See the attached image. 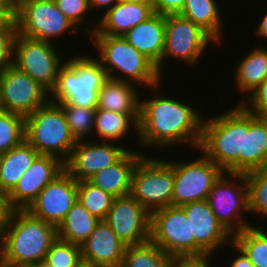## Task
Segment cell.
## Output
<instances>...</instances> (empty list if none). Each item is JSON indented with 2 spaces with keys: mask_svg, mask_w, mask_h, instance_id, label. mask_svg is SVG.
<instances>
[{
  "mask_svg": "<svg viewBox=\"0 0 267 267\" xmlns=\"http://www.w3.org/2000/svg\"><path fill=\"white\" fill-rule=\"evenodd\" d=\"M62 109L71 135L76 141L87 140L93 133L96 108H85L67 102H56Z\"/></svg>",
  "mask_w": 267,
  "mask_h": 267,
  "instance_id": "836d02e7",
  "label": "cell"
},
{
  "mask_svg": "<svg viewBox=\"0 0 267 267\" xmlns=\"http://www.w3.org/2000/svg\"><path fill=\"white\" fill-rule=\"evenodd\" d=\"M249 212L267 217V176L261 170L245 173Z\"/></svg>",
  "mask_w": 267,
  "mask_h": 267,
  "instance_id": "8d00e7d4",
  "label": "cell"
},
{
  "mask_svg": "<svg viewBox=\"0 0 267 267\" xmlns=\"http://www.w3.org/2000/svg\"><path fill=\"white\" fill-rule=\"evenodd\" d=\"M173 161L144 155L134 168L129 195L150 214L172 206Z\"/></svg>",
  "mask_w": 267,
  "mask_h": 267,
  "instance_id": "52a82bcc",
  "label": "cell"
},
{
  "mask_svg": "<svg viewBox=\"0 0 267 267\" xmlns=\"http://www.w3.org/2000/svg\"><path fill=\"white\" fill-rule=\"evenodd\" d=\"M152 4L118 2L106 10L93 31L84 28L88 35L123 36L137 24L154 14Z\"/></svg>",
  "mask_w": 267,
  "mask_h": 267,
  "instance_id": "44dd1931",
  "label": "cell"
},
{
  "mask_svg": "<svg viewBox=\"0 0 267 267\" xmlns=\"http://www.w3.org/2000/svg\"><path fill=\"white\" fill-rule=\"evenodd\" d=\"M245 100L239 101L247 111L258 117H267V78Z\"/></svg>",
  "mask_w": 267,
  "mask_h": 267,
  "instance_id": "f35d334b",
  "label": "cell"
},
{
  "mask_svg": "<svg viewBox=\"0 0 267 267\" xmlns=\"http://www.w3.org/2000/svg\"><path fill=\"white\" fill-rule=\"evenodd\" d=\"M89 36L93 39L92 42L100 56L96 59L101 63L109 78L122 80L132 85L138 83L137 85L140 86L147 85L151 89H159L158 86L162 84L163 76L159 74L156 65L130 45L123 36ZM113 71L124 74V77L118 74L116 76Z\"/></svg>",
  "mask_w": 267,
  "mask_h": 267,
  "instance_id": "277c9868",
  "label": "cell"
},
{
  "mask_svg": "<svg viewBox=\"0 0 267 267\" xmlns=\"http://www.w3.org/2000/svg\"><path fill=\"white\" fill-rule=\"evenodd\" d=\"M15 23L17 33L20 35L49 42L56 41V38L65 32H79L78 28L57 8L53 0L26 3L15 13Z\"/></svg>",
  "mask_w": 267,
  "mask_h": 267,
  "instance_id": "4fadbf2b",
  "label": "cell"
},
{
  "mask_svg": "<svg viewBox=\"0 0 267 267\" xmlns=\"http://www.w3.org/2000/svg\"><path fill=\"white\" fill-rule=\"evenodd\" d=\"M140 114H125L96 109L93 131L105 142L117 141L128 136L130 127L138 134ZM134 126V127H133Z\"/></svg>",
  "mask_w": 267,
  "mask_h": 267,
  "instance_id": "f546056e",
  "label": "cell"
},
{
  "mask_svg": "<svg viewBox=\"0 0 267 267\" xmlns=\"http://www.w3.org/2000/svg\"><path fill=\"white\" fill-rule=\"evenodd\" d=\"M185 0H152L154 12L169 15L179 14L184 7Z\"/></svg>",
  "mask_w": 267,
  "mask_h": 267,
  "instance_id": "60d3db41",
  "label": "cell"
},
{
  "mask_svg": "<svg viewBox=\"0 0 267 267\" xmlns=\"http://www.w3.org/2000/svg\"><path fill=\"white\" fill-rule=\"evenodd\" d=\"M40 154L26 141L0 158V189L9 193Z\"/></svg>",
  "mask_w": 267,
  "mask_h": 267,
  "instance_id": "d4e9b609",
  "label": "cell"
},
{
  "mask_svg": "<svg viewBox=\"0 0 267 267\" xmlns=\"http://www.w3.org/2000/svg\"><path fill=\"white\" fill-rule=\"evenodd\" d=\"M194 160L173 161L172 206L207 200L213 184L224 171L203 153Z\"/></svg>",
  "mask_w": 267,
  "mask_h": 267,
  "instance_id": "7c38bea8",
  "label": "cell"
},
{
  "mask_svg": "<svg viewBox=\"0 0 267 267\" xmlns=\"http://www.w3.org/2000/svg\"><path fill=\"white\" fill-rule=\"evenodd\" d=\"M17 26L0 30V71L13 64V43Z\"/></svg>",
  "mask_w": 267,
  "mask_h": 267,
  "instance_id": "ab89813d",
  "label": "cell"
},
{
  "mask_svg": "<svg viewBox=\"0 0 267 267\" xmlns=\"http://www.w3.org/2000/svg\"><path fill=\"white\" fill-rule=\"evenodd\" d=\"M15 25V13L0 0V30L7 27H14Z\"/></svg>",
  "mask_w": 267,
  "mask_h": 267,
  "instance_id": "ee69618b",
  "label": "cell"
},
{
  "mask_svg": "<svg viewBox=\"0 0 267 267\" xmlns=\"http://www.w3.org/2000/svg\"><path fill=\"white\" fill-rule=\"evenodd\" d=\"M13 210L9 203L8 193L0 189V233L9 221Z\"/></svg>",
  "mask_w": 267,
  "mask_h": 267,
  "instance_id": "b9f144b4",
  "label": "cell"
},
{
  "mask_svg": "<svg viewBox=\"0 0 267 267\" xmlns=\"http://www.w3.org/2000/svg\"><path fill=\"white\" fill-rule=\"evenodd\" d=\"M0 110H2V105H1V94H0Z\"/></svg>",
  "mask_w": 267,
  "mask_h": 267,
  "instance_id": "11a10c76",
  "label": "cell"
},
{
  "mask_svg": "<svg viewBox=\"0 0 267 267\" xmlns=\"http://www.w3.org/2000/svg\"><path fill=\"white\" fill-rule=\"evenodd\" d=\"M232 242L245 253L254 267H267V231L261 225L236 233Z\"/></svg>",
  "mask_w": 267,
  "mask_h": 267,
  "instance_id": "1f68e13d",
  "label": "cell"
},
{
  "mask_svg": "<svg viewBox=\"0 0 267 267\" xmlns=\"http://www.w3.org/2000/svg\"><path fill=\"white\" fill-rule=\"evenodd\" d=\"M28 267H50V266L47 263H45L44 261H42V262H39L36 265L28 266Z\"/></svg>",
  "mask_w": 267,
  "mask_h": 267,
  "instance_id": "816d5d0a",
  "label": "cell"
},
{
  "mask_svg": "<svg viewBox=\"0 0 267 267\" xmlns=\"http://www.w3.org/2000/svg\"><path fill=\"white\" fill-rule=\"evenodd\" d=\"M116 197L91 184L77 182V200L99 220H105Z\"/></svg>",
  "mask_w": 267,
  "mask_h": 267,
  "instance_id": "d6a6232c",
  "label": "cell"
},
{
  "mask_svg": "<svg viewBox=\"0 0 267 267\" xmlns=\"http://www.w3.org/2000/svg\"><path fill=\"white\" fill-rule=\"evenodd\" d=\"M231 247L236 249V252H239L236 256V258L232 259L233 261L230 262V267H254L253 264L250 262L248 257L245 255V253L239 249L233 242L231 243ZM240 254V255H239Z\"/></svg>",
  "mask_w": 267,
  "mask_h": 267,
  "instance_id": "f6af8a7d",
  "label": "cell"
},
{
  "mask_svg": "<svg viewBox=\"0 0 267 267\" xmlns=\"http://www.w3.org/2000/svg\"><path fill=\"white\" fill-rule=\"evenodd\" d=\"M238 90L247 96L267 78V47H256L239 61L235 69Z\"/></svg>",
  "mask_w": 267,
  "mask_h": 267,
  "instance_id": "f1b7e54d",
  "label": "cell"
},
{
  "mask_svg": "<svg viewBox=\"0 0 267 267\" xmlns=\"http://www.w3.org/2000/svg\"><path fill=\"white\" fill-rule=\"evenodd\" d=\"M77 200V181L64 170L26 209L32 216L58 227Z\"/></svg>",
  "mask_w": 267,
  "mask_h": 267,
  "instance_id": "e0dca14e",
  "label": "cell"
},
{
  "mask_svg": "<svg viewBox=\"0 0 267 267\" xmlns=\"http://www.w3.org/2000/svg\"><path fill=\"white\" fill-rule=\"evenodd\" d=\"M25 140L40 154L65 163L76 144L61 107L50 100L25 117Z\"/></svg>",
  "mask_w": 267,
  "mask_h": 267,
  "instance_id": "8992f818",
  "label": "cell"
},
{
  "mask_svg": "<svg viewBox=\"0 0 267 267\" xmlns=\"http://www.w3.org/2000/svg\"><path fill=\"white\" fill-rule=\"evenodd\" d=\"M267 161V117L249 112V132H245L244 174L261 170Z\"/></svg>",
  "mask_w": 267,
  "mask_h": 267,
  "instance_id": "484cf974",
  "label": "cell"
},
{
  "mask_svg": "<svg viewBox=\"0 0 267 267\" xmlns=\"http://www.w3.org/2000/svg\"><path fill=\"white\" fill-rule=\"evenodd\" d=\"M64 170V163L59 158L39 155L8 193L11 207L14 210H26L46 185Z\"/></svg>",
  "mask_w": 267,
  "mask_h": 267,
  "instance_id": "d6986e66",
  "label": "cell"
},
{
  "mask_svg": "<svg viewBox=\"0 0 267 267\" xmlns=\"http://www.w3.org/2000/svg\"><path fill=\"white\" fill-rule=\"evenodd\" d=\"M207 201L217 220L232 236L253 226L242 216L244 212L249 213L245 174L224 172L213 184Z\"/></svg>",
  "mask_w": 267,
  "mask_h": 267,
  "instance_id": "ba28073f",
  "label": "cell"
},
{
  "mask_svg": "<svg viewBox=\"0 0 267 267\" xmlns=\"http://www.w3.org/2000/svg\"><path fill=\"white\" fill-rule=\"evenodd\" d=\"M261 171L267 176V161L264 164L263 168L261 169Z\"/></svg>",
  "mask_w": 267,
  "mask_h": 267,
  "instance_id": "f5cc1de1",
  "label": "cell"
},
{
  "mask_svg": "<svg viewBox=\"0 0 267 267\" xmlns=\"http://www.w3.org/2000/svg\"><path fill=\"white\" fill-rule=\"evenodd\" d=\"M123 38L157 66L162 60L165 45V15L155 12L127 31Z\"/></svg>",
  "mask_w": 267,
  "mask_h": 267,
  "instance_id": "7402d4cb",
  "label": "cell"
},
{
  "mask_svg": "<svg viewBox=\"0 0 267 267\" xmlns=\"http://www.w3.org/2000/svg\"><path fill=\"white\" fill-rule=\"evenodd\" d=\"M255 32L256 36L265 39L267 38V13H265L264 17H262V21L260 22Z\"/></svg>",
  "mask_w": 267,
  "mask_h": 267,
  "instance_id": "7dc6e473",
  "label": "cell"
},
{
  "mask_svg": "<svg viewBox=\"0 0 267 267\" xmlns=\"http://www.w3.org/2000/svg\"><path fill=\"white\" fill-rule=\"evenodd\" d=\"M120 2H125V3H146V4H151L152 0H120Z\"/></svg>",
  "mask_w": 267,
  "mask_h": 267,
  "instance_id": "f907efd6",
  "label": "cell"
},
{
  "mask_svg": "<svg viewBox=\"0 0 267 267\" xmlns=\"http://www.w3.org/2000/svg\"><path fill=\"white\" fill-rule=\"evenodd\" d=\"M57 8L78 28L83 17L87 16V12L91 11L88 0H53Z\"/></svg>",
  "mask_w": 267,
  "mask_h": 267,
  "instance_id": "74e56055",
  "label": "cell"
},
{
  "mask_svg": "<svg viewBox=\"0 0 267 267\" xmlns=\"http://www.w3.org/2000/svg\"><path fill=\"white\" fill-rule=\"evenodd\" d=\"M99 221L76 200L65 219L57 227V236L63 241L80 246L89 237Z\"/></svg>",
  "mask_w": 267,
  "mask_h": 267,
  "instance_id": "83f0119b",
  "label": "cell"
},
{
  "mask_svg": "<svg viewBox=\"0 0 267 267\" xmlns=\"http://www.w3.org/2000/svg\"><path fill=\"white\" fill-rule=\"evenodd\" d=\"M173 260L172 256L149 240L137 245H126L122 266L171 267Z\"/></svg>",
  "mask_w": 267,
  "mask_h": 267,
  "instance_id": "4dcf8cb0",
  "label": "cell"
},
{
  "mask_svg": "<svg viewBox=\"0 0 267 267\" xmlns=\"http://www.w3.org/2000/svg\"><path fill=\"white\" fill-rule=\"evenodd\" d=\"M100 142L87 139L77 141L73 147L64 168L77 182L88 180L98 171L115 164L130 150L112 142Z\"/></svg>",
  "mask_w": 267,
  "mask_h": 267,
  "instance_id": "2e32d148",
  "label": "cell"
},
{
  "mask_svg": "<svg viewBox=\"0 0 267 267\" xmlns=\"http://www.w3.org/2000/svg\"><path fill=\"white\" fill-rule=\"evenodd\" d=\"M144 154L128 150L115 164L98 171L88 181L116 198L127 196L134 168Z\"/></svg>",
  "mask_w": 267,
  "mask_h": 267,
  "instance_id": "603a6c76",
  "label": "cell"
},
{
  "mask_svg": "<svg viewBox=\"0 0 267 267\" xmlns=\"http://www.w3.org/2000/svg\"><path fill=\"white\" fill-rule=\"evenodd\" d=\"M37 0H16V12L24 6L26 3L33 2Z\"/></svg>",
  "mask_w": 267,
  "mask_h": 267,
  "instance_id": "681fc988",
  "label": "cell"
},
{
  "mask_svg": "<svg viewBox=\"0 0 267 267\" xmlns=\"http://www.w3.org/2000/svg\"><path fill=\"white\" fill-rule=\"evenodd\" d=\"M57 238L53 224L27 210H13L0 233V267H28L44 261Z\"/></svg>",
  "mask_w": 267,
  "mask_h": 267,
  "instance_id": "7a4b0ae2",
  "label": "cell"
},
{
  "mask_svg": "<svg viewBox=\"0 0 267 267\" xmlns=\"http://www.w3.org/2000/svg\"><path fill=\"white\" fill-rule=\"evenodd\" d=\"M50 267H79L83 261L81 247L57 238L44 260Z\"/></svg>",
  "mask_w": 267,
  "mask_h": 267,
  "instance_id": "d590c367",
  "label": "cell"
},
{
  "mask_svg": "<svg viewBox=\"0 0 267 267\" xmlns=\"http://www.w3.org/2000/svg\"><path fill=\"white\" fill-rule=\"evenodd\" d=\"M107 78L106 71L96 58L86 55L67 58L59 68L50 101L96 108L99 89Z\"/></svg>",
  "mask_w": 267,
  "mask_h": 267,
  "instance_id": "5b68a950",
  "label": "cell"
},
{
  "mask_svg": "<svg viewBox=\"0 0 267 267\" xmlns=\"http://www.w3.org/2000/svg\"><path fill=\"white\" fill-rule=\"evenodd\" d=\"M53 44L26 38L19 33H16L13 43L12 65L29 75L49 93L55 88L59 68L64 64L62 54Z\"/></svg>",
  "mask_w": 267,
  "mask_h": 267,
  "instance_id": "9c48e42d",
  "label": "cell"
},
{
  "mask_svg": "<svg viewBox=\"0 0 267 267\" xmlns=\"http://www.w3.org/2000/svg\"><path fill=\"white\" fill-rule=\"evenodd\" d=\"M180 208L191 223V237H195V258L211 256L225 243H232L233 236L217 220L207 200L187 203Z\"/></svg>",
  "mask_w": 267,
  "mask_h": 267,
  "instance_id": "9a60e30c",
  "label": "cell"
},
{
  "mask_svg": "<svg viewBox=\"0 0 267 267\" xmlns=\"http://www.w3.org/2000/svg\"><path fill=\"white\" fill-rule=\"evenodd\" d=\"M2 110L26 117L50 100V93L14 65L0 71Z\"/></svg>",
  "mask_w": 267,
  "mask_h": 267,
  "instance_id": "5bb4252c",
  "label": "cell"
},
{
  "mask_svg": "<svg viewBox=\"0 0 267 267\" xmlns=\"http://www.w3.org/2000/svg\"><path fill=\"white\" fill-rule=\"evenodd\" d=\"M210 42L217 44L207 32L191 20L179 14L165 15L164 51L161 62L156 66L159 74L162 76L167 58L171 60L174 57L194 68Z\"/></svg>",
  "mask_w": 267,
  "mask_h": 267,
  "instance_id": "30bf717a",
  "label": "cell"
},
{
  "mask_svg": "<svg viewBox=\"0 0 267 267\" xmlns=\"http://www.w3.org/2000/svg\"><path fill=\"white\" fill-rule=\"evenodd\" d=\"M25 140V117L0 110V154L7 153Z\"/></svg>",
  "mask_w": 267,
  "mask_h": 267,
  "instance_id": "e575fe53",
  "label": "cell"
},
{
  "mask_svg": "<svg viewBox=\"0 0 267 267\" xmlns=\"http://www.w3.org/2000/svg\"><path fill=\"white\" fill-rule=\"evenodd\" d=\"M120 0H88L89 7L91 10L93 8H105L103 10H109L110 8L114 7Z\"/></svg>",
  "mask_w": 267,
  "mask_h": 267,
  "instance_id": "bcb514c9",
  "label": "cell"
},
{
  "mask_svg": "<svg viewBox=\"0 0 267 267\" xmlns=\"http://www.w3.org/2000/svg\"><path fill=\"white\" fill-rule=\"evenodd\" d=\"M79 267H99V266L82 263Z\"/></svg>",
  "mask_w": 267,
  "mask_h": 267,
  "instance_id": "db71d44e",
  "label": "cell"
},
{
  "mask_svg": "<svg viewBox=\"0 0 267 267\" xmlns=\"http://www.w3.org/2000/svg\"><path fill=\"white\" fill-rule=\"evenodd\" d=\"M80 247L83 263L99 267L122 266L126 244L105 220L97 223Z\"/></svg>",
  "mask_w": 267,
  "mask_h": 267,
  "instance_id": "ffe728a7",
  "label": "cell"
},
{
  "mask_svg": "<svg viewBox=\"0 0 267 267\" xmlns=\"http://www.w3.org/2000/svg\"><path fill=\"white\" fill-rule=\"evenodd\" d=\"M219 5L215 0H185L179 13L207 32L217 44L222 43V19Z\"/></svg>",
  "mask_w": 267,
  "mask_h": 267,
  "instance_id": "4316f807",
  "label": "cell"
},
{
  "mask_svg": "<svg viewBox=\"0 0 267 267\" xmlns=\"http://www.w3.org/2000/svg\"><path fill=\"white\" fill-rule=\"evenodd\" d=\"M16 13V0H1Z\"/></svg>",
  "mask_w": 267,
  "mask_h": 267,
  "instance_id": "c3c4849f",
  "label": "cell"
},
{
  "mask_svg": "<svg viewBox=\"0 0 267 267\" xmlns=\"http://www.w3.org/2000/svg\"><path fill=\"white\" fill-rule=\"evenodd\" d=\"M211 256L204 258H174L171 267H212ZM210 260V261H209Z\"/></svg>",
  "mask_w": 267,
  "mask_h": 267,
  "instance_id": "7bdbcfd3",
  "label": "cell"
},
{
  "mask_svg": "<svg viewBox=\"0 0 267 267\" xmlns=\"http://www.w3.org/2000/svg\"><path fill=\"white\" fill-rule=\"evenodd\" d=\"M134 88L125 81L108 77L99 89L96 109L140 114V97Z\"/></svg>",
  "mask_w": 267,
  "mask_h": 267,
  "instance_id": "cb8c5ba5",
  "label": "cell"
},
{
  "mask_svg": "<svg viewBox=\"0 0 267 267\" xmlns=\"http://www.w3.org/2000/svg\"><path fill=\"white\" fill-rule=\"evenodd\" d=\"M150 240L173 258H195L191 223L180 207L168 206L151 213Z\"/></svg>",
  "mask_w": 267,
  "mask_h": 267,
  "instance_id": "8fae6325",
  "label": "cell"
},
{
  "mask_svg": "<svg viewBox=\"0 0 267 267\" xmlns=\"http://www.w3.org/2000/svg\"><path fill=\"white\" fill-rule=\"evenodd\" d=\"M105 221L126 245L150 240L151 214L130 195L114 199Z\"/></svg>",
  "mask_w": 267,
  "mask_h": 267,
  "instance_id": "ac0fdd59",
  "label": "cell"
},
{
  "mask_svg": "<svg viewBox=\"0 0 267 267\" xmlns=\"http://www.w3.org/2000/svg\"><path fill=\"white\" fill-rule=\"evenodd\" d=\"M208 119H203L202 137L197 150L224 172L244 174V143L245 132H249V111L236 104Z\"/></svg>",
  "mask_w": 267,
  "mask_h": 267,
  "instance_id": "3957f363",
  "label": "cell"
},
{
  "mask_svg": "<svg viewBox=\"0 0 267 267\" xmlns=\"http://www.w3.org/2000/svg\"><path fill=\"white\" fill-rule=\"evenodd\" d=\"M153 96L151 99L148 97L140 100V118L136 135L139 144L165 149L172 147L171 145L175 147V143L180 145L181 142H189V145H194L193 147L198 149L204 119L200 112L181 100L168 96L166 98L164 95Z\"/></svg>",
  "mask_w": 267,
  "mask_h": 267,
  "instance_id": "6da1fadb",
  "label": "cell"
}]
</instances>
